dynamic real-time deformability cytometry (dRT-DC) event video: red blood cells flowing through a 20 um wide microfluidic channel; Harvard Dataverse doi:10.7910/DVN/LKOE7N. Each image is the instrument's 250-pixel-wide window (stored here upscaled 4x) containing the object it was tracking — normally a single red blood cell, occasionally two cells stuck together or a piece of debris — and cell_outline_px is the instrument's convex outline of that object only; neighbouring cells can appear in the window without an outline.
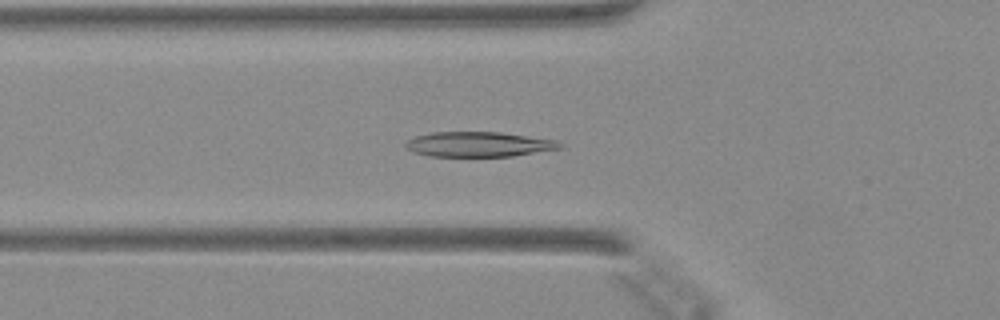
{"species": "Egyptian fruit bat (a non-hibernating species)", "species_latin": "Rousettus aegyptiacus", "temperature_condition": "warm", "stored_images_in_passage": 35, "camera_frame_rate_fps": 3000, "um_per_image_px": 0.085, "animal": {"sex": "female"}, "frame": {"image": 1, "passage_image": 4, "time_ms": 1.0, "image_size_px": [1000, 320], "cell_outline_px": [[564, 148], [512, 156], [428, 156], [412, 152], [404, 148], [404, 144], [408, 140], [416, 136], [432, 132], [500, 132], [556, 140], [564, 144]], "centroid_in_image_um": [40.69, 12.27], "position_along_channel_um": 85.1, "area_um2": 22.6}}
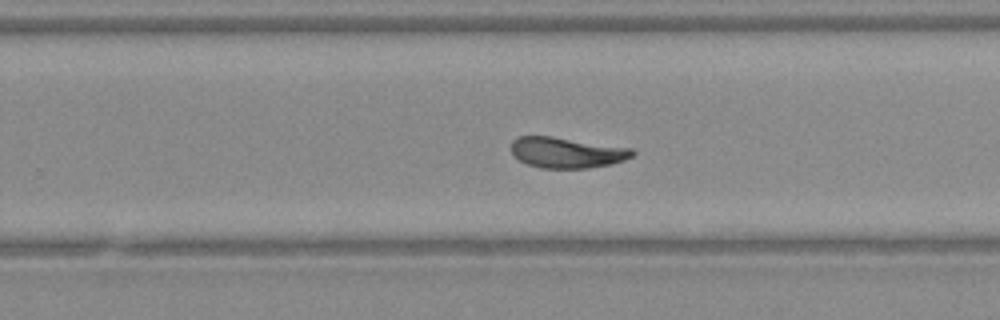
{"frame": {"image": 2, "passage_image": 18, "time_ms": 5.667, "image_size_px": [1000, 320], "cell_outline_px": [[636, 152], [632, 156], [624, 160], [608, 164], [588, 168], [540, 168], [528, 164], [512, 156], [512, 140], [516, 136], [552, 136], [632, 148]], "centroid_in_image_um": [48.15, 12.96], "position_along_channel_um": 281.7, "area_um2": 21.68}}
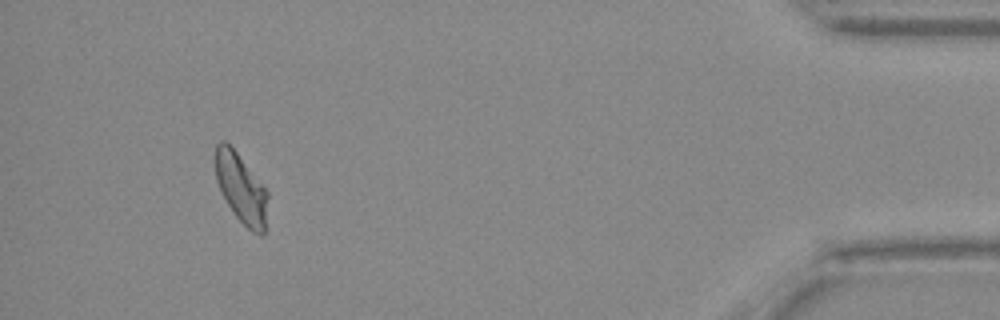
{"frame": {"image": 3, "passage_image": 32, "time_ms": 10.333, "image_size_px": [1000, 320], "cell_outline_px": [[268, 196], [264, 232], [260, 236], [252, 232], [236, 216], [228, 204], [216, 180], [216, 144], [220, 140], [224, 140], [236, 152], [268, 192]], "centroid_in_image_um": [20.5, 16.02], "position_along_channel_um": 414.7, "area_um2": 20.58}}